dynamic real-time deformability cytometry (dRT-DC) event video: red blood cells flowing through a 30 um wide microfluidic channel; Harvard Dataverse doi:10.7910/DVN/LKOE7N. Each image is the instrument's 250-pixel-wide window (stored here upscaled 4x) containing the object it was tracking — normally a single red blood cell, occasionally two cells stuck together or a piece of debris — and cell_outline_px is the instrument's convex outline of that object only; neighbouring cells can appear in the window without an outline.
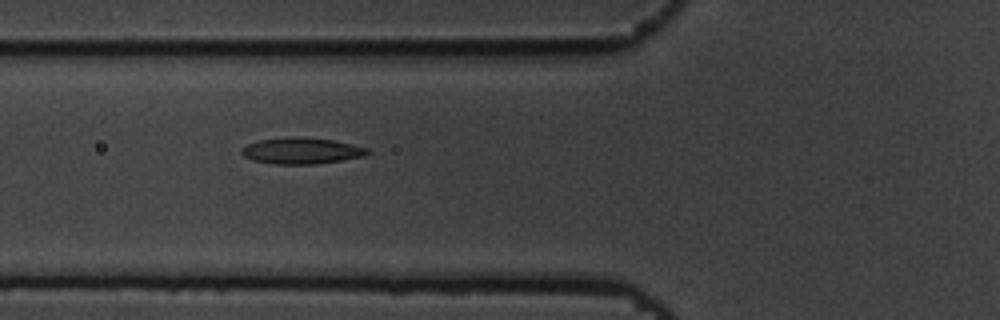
{"species": "common noctule bat (a hibernating species)", "species_latin": "Nyctalus noctula", "temperature_condition": "cold", "stored_images_in_passage": 6, "camera_frame_rate_fps": 3000, "um_per_image_px": 0.085, "animal": {"sex": "male", "body_mass_g": 19.5, "forearm_length_mm": 54.6}, "frame": {"image": 1, "passage_image": 6, "time_ms": 1.667, "image_size_px": [1000, 320], "cell_outline_px": [[372, 152], [364, 156], [316, 164], [272, 164], [252, 160], [244, 156], [240, 152], [240, 148], [248, 144], [260, 140], [292, 136], [296, 136], [336, 140], [368, 148]], "centroid_in_image_um": [25.63, 12.81], "position_along_channel_um": 100.2, "area_um2": 19.42}}